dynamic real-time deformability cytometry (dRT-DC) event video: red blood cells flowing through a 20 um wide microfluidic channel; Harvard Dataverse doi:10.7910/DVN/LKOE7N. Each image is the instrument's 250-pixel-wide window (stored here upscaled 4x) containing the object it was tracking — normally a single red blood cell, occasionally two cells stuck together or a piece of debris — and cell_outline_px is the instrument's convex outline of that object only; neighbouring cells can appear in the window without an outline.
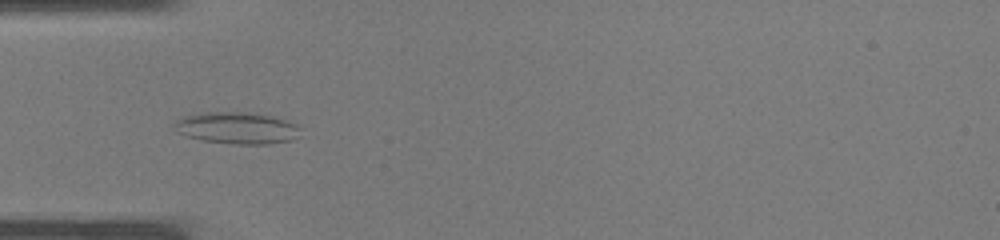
{"species": "common noctule bat (a hibernating species)", "species_latin": "Nyctalus noctula", "temperature_condition": "warm", "stored_images_in_passage": 29, "camera_frame_rate_fps": 3000, "um_per_image_px": 0.085, "animal": {"sex": "male", "body_mass_g": 19.0, "forearm_length_mm": 50.8}, "frame": {"image": 1, "passage_image": 4, "time_ms": 1.0, "image_size_px": [1000, 240], "cell_outline_px": [[300, 136], [292, 140], [268, 144], [236, 144], [204, 140], [184, 136], [176, 132], [176, 120], [184, 116], [200, 112], [240, 112], [272, 116], [296, 124], [300, 128]], "centroid_in_image_um": [20.15, 10.88], "position_along_channel_um": 64.9, "area_um2": 23.24}}
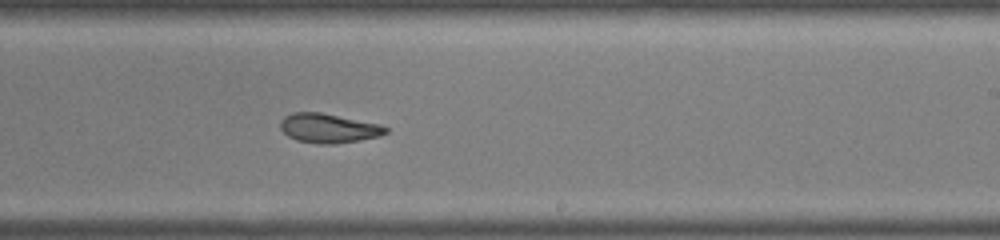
{"frame": {"image": 2, "passage_image": 15, "time_ms": 4.667, "image_size_px": [1000, 240], "cell_outline_px": [[388, 132], [380, 136], [360, 140], [336, 144], [316, 144], [296, 140], [288, 136], [280, 128], [280, 120], [284, 116], [292, 112], [320, 112], [380, 124], [388, 128]], "centroid_in_image_um": [27.91, 10.9], "position_along_channel_um": 261.1, "area_um2": 18.15}}
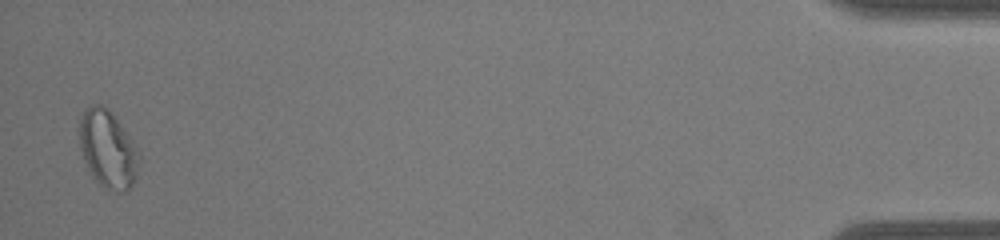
{"frame": {"image": 3, "passage_image": 29, "time_ms": 9.333, "image_size_px": [1000, 240], "cell_outline_px": [[140, 160], [132, 184], [124, 192], [108, 192], [92, 176], [84, 160], [80, 148], [80, 116], [84, 108], [92, 104], [100, 104], [108, 108], [140, 152]], "centroid_in_image_um": [9.15, 12.68], "position_along_channel_um": 426.0, "area_um2": 26.88}}